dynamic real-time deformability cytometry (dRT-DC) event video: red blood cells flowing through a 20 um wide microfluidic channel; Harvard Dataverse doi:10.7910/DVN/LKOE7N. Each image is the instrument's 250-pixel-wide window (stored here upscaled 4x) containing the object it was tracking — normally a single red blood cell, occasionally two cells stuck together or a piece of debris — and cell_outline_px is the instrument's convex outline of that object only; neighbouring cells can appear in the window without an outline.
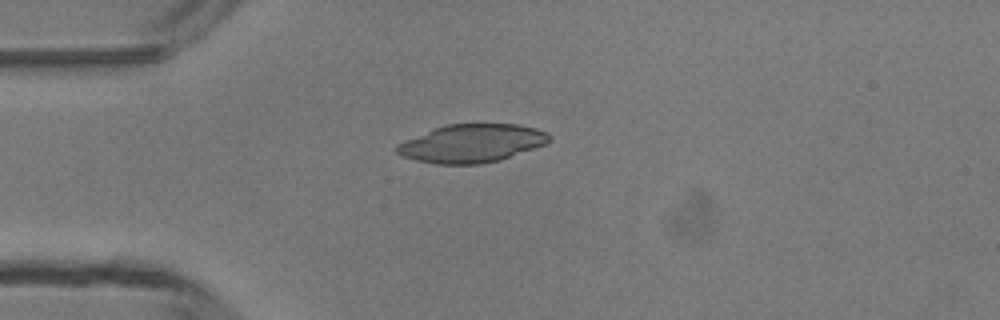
{"species": "common noctule bat (a hibernating species)", "species_latin": "Nyctalus noctula", "temperature_condition": "room temperature", "stored_images_in_passage": 2, "camera_frame_rate_fps": 3000, "um_per_image_px": 0.085, "animal": {"sex": "male", "body_mass_g": 13.3}, "frame": {"image": 1, "passage_image": 1, "time_ms": 0.0, "image_size_px": [1000, 320], "cell_outline_px": [[548, 144], [500, 160], [480, 164], [436, 164], [416, 160], [404, 156], [396, 152], [396, 144], [404, 140], [444, 124], [516, 124], [536, 128], [544, 132], [548, 136]], "centroid_in_image_um": [40.08, 12.18], "position_along_channel_um": 44.9, "area_um2": 33.81}}